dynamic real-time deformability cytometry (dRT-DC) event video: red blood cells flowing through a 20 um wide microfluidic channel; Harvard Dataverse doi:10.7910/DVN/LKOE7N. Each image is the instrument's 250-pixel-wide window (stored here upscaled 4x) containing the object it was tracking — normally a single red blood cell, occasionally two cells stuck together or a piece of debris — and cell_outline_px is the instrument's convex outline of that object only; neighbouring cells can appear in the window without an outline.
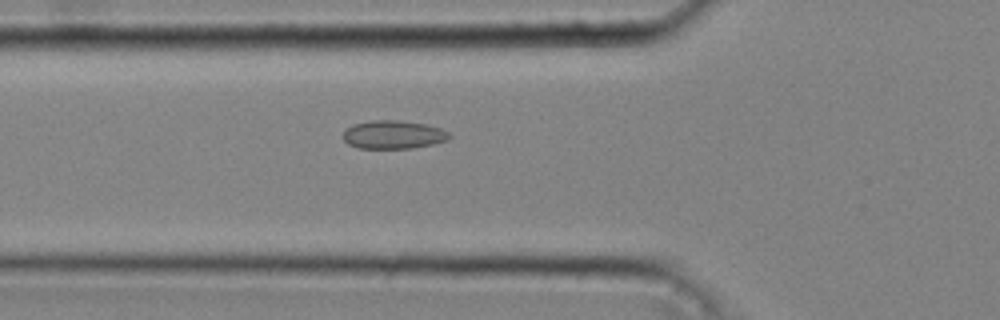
{"species": "common noctule bat (a hibernating species)", "species_latin": "Nyctalus noctula", "temperature_condition": "cold", "stored_images_in_passage": 41, "camera_frame_rate_fps": 3000, "um_per_image_px": 0.085, "animal": {"sex": "male", "body_mass_g": 20.4}, "frame": {"image": 1, "passage_image": 16, "time_ms": 5.0, "image_size_px": [1000, 320], "cell_outline_px": [[452, 136], [448, 140], [432, 144], [412, 148], [356, 148], [348, 144], [344, 140], [344, 132], [352, 124], [372, 120], [396, 120], [428, 124], [440, 128], [448, 132]], "centroid_in_image_um": [33.45, 11.44], "position_along_channel_um": 92.4, "area_um2": 17.57}}
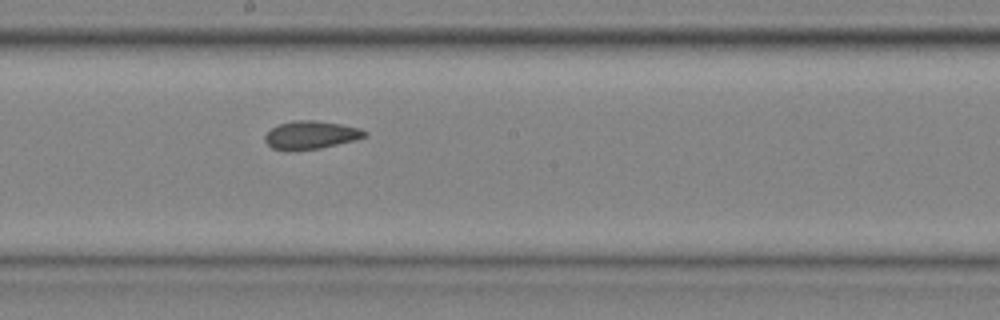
{"frame": {"image": 2, "passage_image": 25, "time_ms": 8.0, "image_size_px": [1000, 320], "cell_outline_px": [[368, 136], [356, 140], [320, 148], [288, 152], [272, 148], [264, 140], [264, 136], [272, 128], [280, 124], [292, 120], [316, 120], [340, 124], [360, 128], [368, 132]], "centroid_in_image_um": [26.43, 11.49], "position_along_channel_um": 221.8, "area_um2": 16.59}}
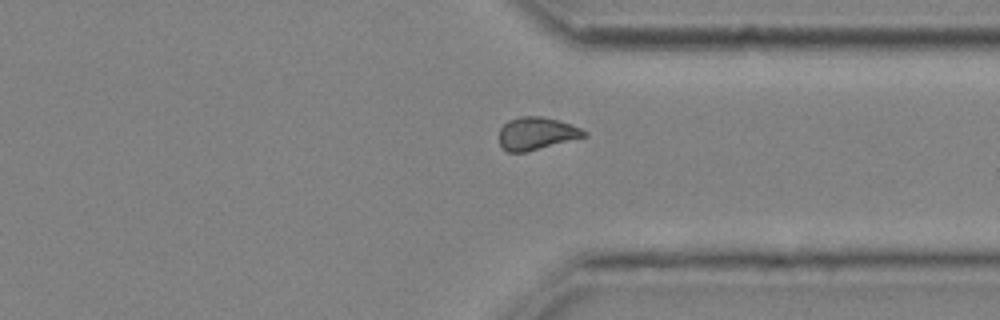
{"frame": {"image": 3, "passage_image": 35, "time_ms": 11.333, "image_size_px": [1000, 320], "cell_outline_px": [[588, 136], [524, 152], [508, 152], [500, 144], [500, 128], [508, 120], [520, 116], [544, 116], [560, 120], [580, 128], [588, 132]], "centroid_in_image_um": [45.62, 11.32], "position_along_channel_um": 365.8, "area_um2": 16.13}, "authors_computed_cell_mechanics": {"area_um2": 16.7042, "velocity_mm_per_s": 4.312, "shape_relaxation_time_tau1_ms": null, "shape_relaxation_time_tau2_ms": 2.9638, "deformation_change_tau1": null, "deformation_change_tau2": 0.0674}}